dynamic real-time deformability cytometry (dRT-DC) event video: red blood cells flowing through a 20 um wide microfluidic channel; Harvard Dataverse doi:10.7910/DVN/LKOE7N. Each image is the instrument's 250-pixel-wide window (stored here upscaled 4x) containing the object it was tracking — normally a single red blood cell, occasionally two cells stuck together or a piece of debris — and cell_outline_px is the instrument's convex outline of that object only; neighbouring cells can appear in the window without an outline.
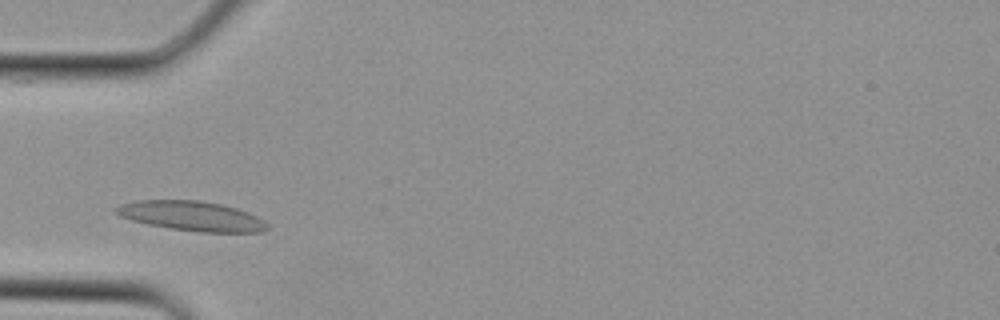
{"species": "Egyptian fruit bat (a non-hibernating species)", "species_latin": "Rousettus aegyptiacus", "temperature_condition": "cold", "stored_images_in_passage": 1, "camera_frame_rate_fps": 3000, "um_per_image_px": 0.085, "animal": {"sex": "female"}, "frame": {"image": 1, "passage_image": 1, "time_ms": 0.0, "image_size_px": [1000, 320], "cell_outline_px": [[268, 228], [264, 232], [200, 232], [168, 228], [148, 224], [132, 220], [120, 216], [112, 208], [120, 204], [136, 200], [200, 200], [220, 204], [236, 208], [248, 212], [264, 220], [268, 224]], "centroid_in_image_um": [16.29, 18.36], "position_along_channel_um": 68.7, "area_um2": 26.24}}